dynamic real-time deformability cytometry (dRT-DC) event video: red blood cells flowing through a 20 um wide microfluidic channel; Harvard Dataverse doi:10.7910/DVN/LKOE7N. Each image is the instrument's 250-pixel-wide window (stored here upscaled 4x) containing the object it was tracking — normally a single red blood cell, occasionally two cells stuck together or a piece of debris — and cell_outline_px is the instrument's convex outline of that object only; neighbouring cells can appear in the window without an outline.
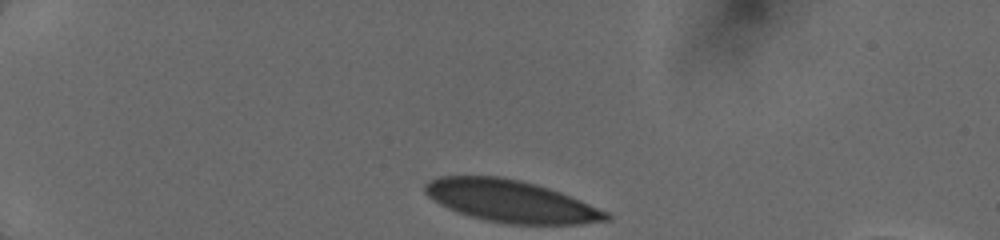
{"species": "human", "species_latin": "Homo sapiens", "temperature_condition": "cold", "stored_images_in_passage": 13, "camera_frame_rate_fps": 3000, "um_per_image_px": 0.085, "donor": {"sex": "female"}, "frame": {"image": 1, "passage_image": 1, "time_ms": 0.0, "image_size_px": [1000, 240], "cell_outline_px": [[612, 220], [584, 224], [508, 224], [488, 220], [456, 212], [432, 200], [424, 192], [424, 184], [436, 176], [500, 176], [520, 180], [536, 184], [560, 192], [580, 200], [608, 212], [612, 216]], "centroid_in_image_um": [43.42, 17.1], "position_along_channel_um": 41.6, "area_um2": 44.45}}